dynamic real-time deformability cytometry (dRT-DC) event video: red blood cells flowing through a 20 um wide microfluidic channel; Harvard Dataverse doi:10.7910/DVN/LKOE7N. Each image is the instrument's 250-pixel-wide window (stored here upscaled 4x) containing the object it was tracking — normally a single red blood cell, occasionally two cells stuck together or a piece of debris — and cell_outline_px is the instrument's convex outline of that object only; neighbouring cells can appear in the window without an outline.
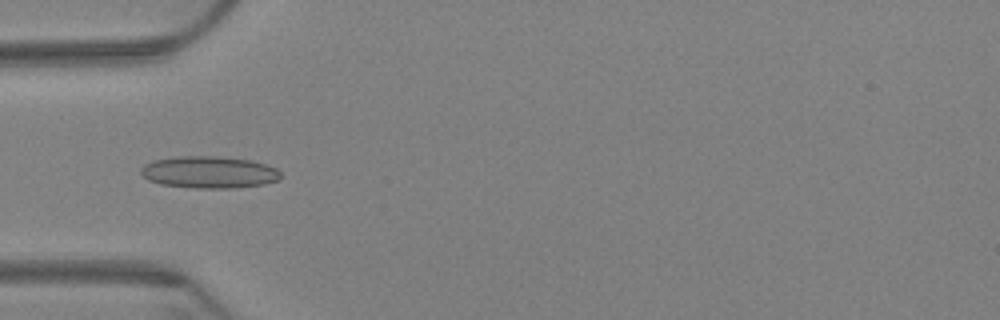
{"species": "Egyptian fruit bat (a non-hibernating species)", "species_latin": "Rousettus aegyptiacus", "temperature_condition": "warm", "stored_images_in_passage": 7, "camera_frame_rate_fps": 3000, "um_per_image_px": 0.085, "animal": {"sex": "female"}, "frame": {"image": 1, "passage_image": 6, "time_ms": 1.667, "image_size_px": [1000, 320], "cell_outline_px": [[280, 180], [264, 184], [236, 188], [196, 188], [160, 184], [148, 180], [140, 172], [140, 168], [144, 164], [156, 160], [176, 156], [212, 156], [252, 160], [276, 168], [280, 172]], "centroid_in_image_um": [17.77, 14.64], "position_along_channel_um": 67.2, "area_um2": 26.07}}
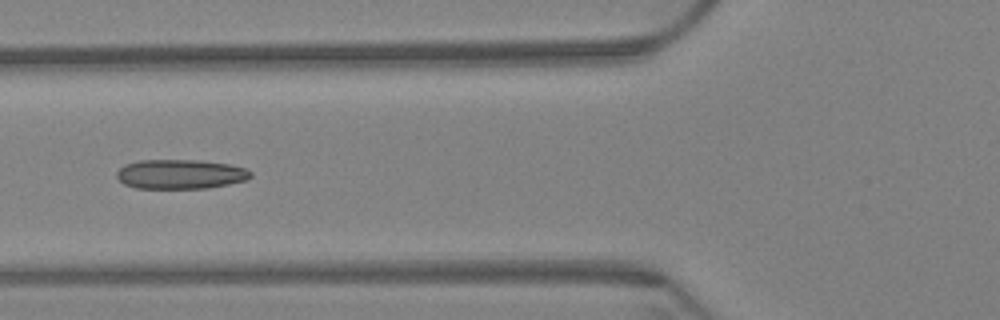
{"frame": {"image": 2, "passage_image": 7, "time_ms": 2.0, "image_size_px": [1000, 320], "cell_outline_px": [[252, 176], [248, 180], [208, 188], [136, 188], [124, 184], [116, 176], [116, 172], [124, 164], [140, 160], [200, 160], [232, 164], [244, 168], [252, 172]], "centroid_in_image_um": [15.35, 14.8], "position_along_channel_um": 110.4, "area_um2": 23.18}}